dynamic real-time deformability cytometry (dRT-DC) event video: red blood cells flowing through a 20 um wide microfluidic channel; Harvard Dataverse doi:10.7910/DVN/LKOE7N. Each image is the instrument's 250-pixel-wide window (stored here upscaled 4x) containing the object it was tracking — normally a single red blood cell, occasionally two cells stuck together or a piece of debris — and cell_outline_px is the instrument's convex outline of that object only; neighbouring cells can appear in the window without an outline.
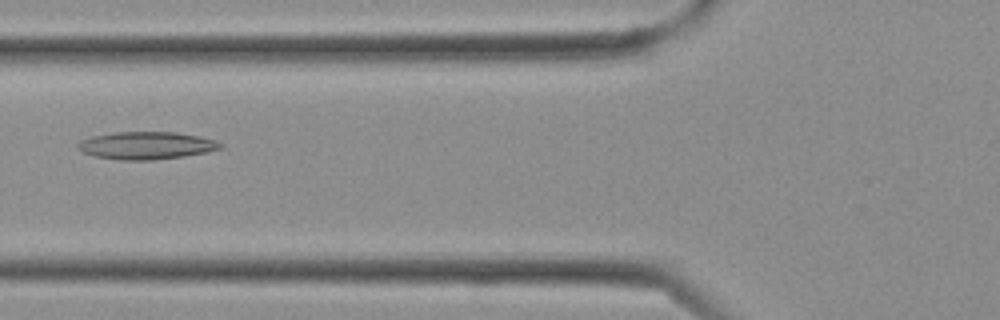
{"species": "Egyptian fruit bat (a non-hibernating species)", "species_latin": "Rousettus aegyptiacus", "temperature_condition": "cold", "stored_images_in_passage": 7, "camera_frame_rate_fps": 3000, "um_per_image_px": 0.085, "frame": {"image": 1, "passage_image": 4, "time_ms": 1.0, "image_size_px": [1000, 320], "cell_outline_px": [[224, 144], [220, 148], [208, 152], [184, 156], [152, 160], [120, 160], [96, 156], [84, 152], [76, 148], [76, 144], [80, 140], [92, 136], [116, 132], [176, 132], [200, 136], [216, 140]], "centroid_in_image_um": [12.45, 12.36], "position_along_channel_um": 113.4, "area_um2": 22.95}}
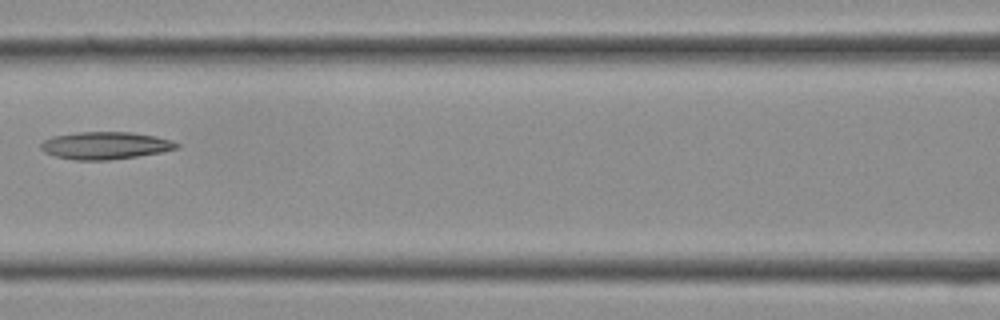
{"frame": {"image": 2, "passage_image": 6, "time_ms": 1.667, "image_size_px": [1000, 320], "cell_outline_px": [[180, 148], [164, 152], [108, 160], [76, 160], [56, 156], [44, 152], [40, 148], [40, 144], [44, 140], [52, 136], [76, 132], [132, 132], [156, 136], [172, 140], [180, 144]], "centroid_in_image_um": [8.98, 12.36], "position_along_channel_um": 157.6, "area_um2": 21.85}}